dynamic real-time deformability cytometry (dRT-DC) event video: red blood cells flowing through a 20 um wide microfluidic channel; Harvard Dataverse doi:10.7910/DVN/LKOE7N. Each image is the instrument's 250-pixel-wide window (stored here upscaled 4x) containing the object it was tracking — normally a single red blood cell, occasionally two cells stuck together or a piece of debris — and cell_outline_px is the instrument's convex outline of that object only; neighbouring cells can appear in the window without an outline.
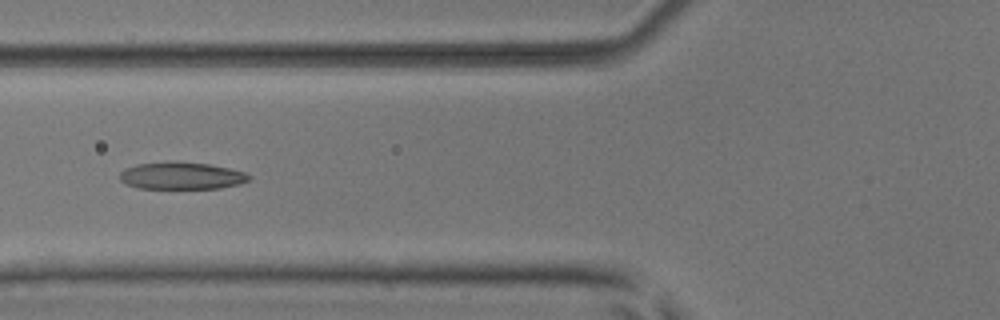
{"species": "common noctule bat (a hibernating species)", "species_latin": "Nyctalus noctula", "temperature_condition": "room temperature", "stored_images_in_passage": 7, "camera_frame_rate_fps": 3000, "um_per_image_px": 0.085, "animal": {"sex": "male", "body_mass_g": 17.9, "forearm_length_mm": 54.2}, "frame": {"image": 1, "passage_image": 6, "time_ms": 1.667, "image_size_px": [1000, 320], "cell_outline_px": [[252, 176], [248, 180], [240, 184], [220, 188], [140, 188], [128, 184], [120, 180], [120, 172], [124, 168], [136, 164], [172, 160], [208, 164], [228, 168], [244, 172]], "centroid_in_image_um": [15.41, 14.92], "position_along_channel_um": 110.4, "area_um2": 20.58}}
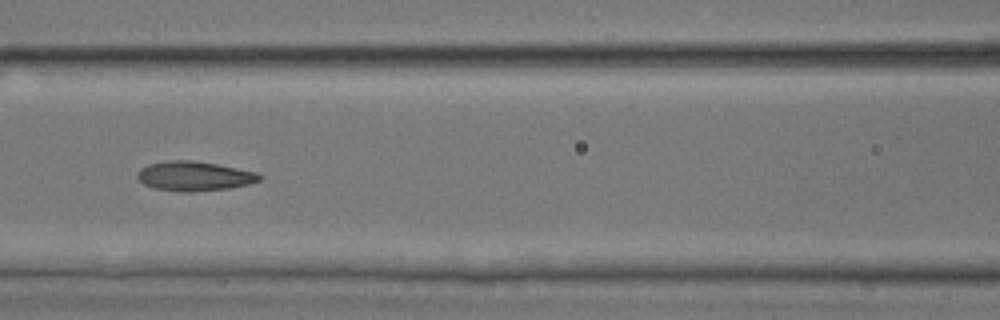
{"frame": {"image": 2, "passage_image": 7, "time_ms": 2.0, "image_size_px": [1000, 320], "cell_outline_px": [[264, 176], [260, 180], [248, 184], [228, 188], [192, 192], [180, 192], [152, 188], [144, 184], [136, 176], [136, 172], [140, 168], [148, 164], [168, 160], [192, 160], [216, 164], [256, 172]], "centroid_in_image_um": [16.47, 14.97], "position_along_channel_um": 150.1, "area_um2": 21.1}}